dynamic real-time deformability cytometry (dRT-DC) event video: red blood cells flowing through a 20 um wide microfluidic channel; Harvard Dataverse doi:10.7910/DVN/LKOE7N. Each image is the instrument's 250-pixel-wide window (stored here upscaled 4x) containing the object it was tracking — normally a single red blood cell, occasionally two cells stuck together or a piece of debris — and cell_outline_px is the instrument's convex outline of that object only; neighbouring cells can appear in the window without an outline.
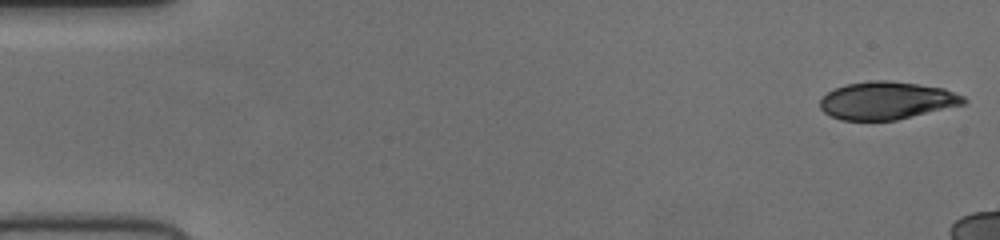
{"species": "human", "species_latin": "Homo sapiens", "temperature_condition": "cold", "stored_images_in_passage": 11, "camera_frame_rate_fps": 3000, "um_per_image_px": 0.085, "donor": {"sex": "female"}, "frame": {"image": 1, "passage_image": 1, "time_ms": 0.0, "image_size_px": [1000, 240], "cell_outline_px": [[968, 100], [964, 104], [896, 120], [840, 120], [824, 112], [820, 108], [820, 100], [828, 92], [836, 88], [848, 84], [872, 80], [888, 80], [944, 88], [964, 96]], "centroid_in_image_um": [75.38, 8.55], "position_along_channel_um": 9.6, "area_um2": 31.33}}